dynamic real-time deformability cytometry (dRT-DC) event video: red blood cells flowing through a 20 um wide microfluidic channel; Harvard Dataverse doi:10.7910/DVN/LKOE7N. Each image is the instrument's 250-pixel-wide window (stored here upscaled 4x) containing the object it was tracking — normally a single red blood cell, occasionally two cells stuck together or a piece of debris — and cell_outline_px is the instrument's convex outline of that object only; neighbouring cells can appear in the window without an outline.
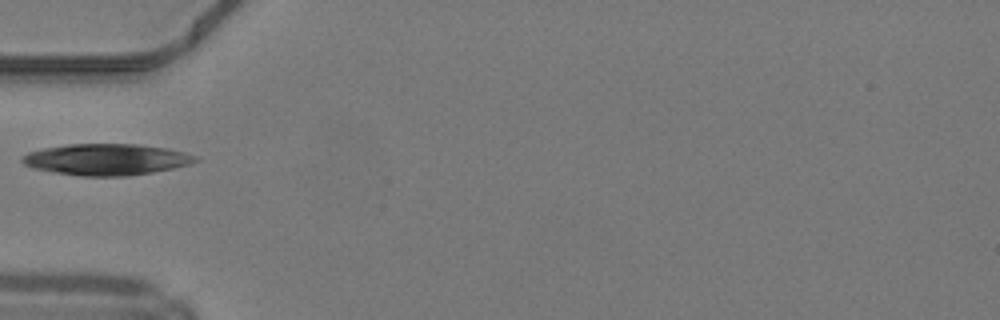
{"species": "common noctule bat (a hibernating species)", "species_latin": "Nyctalus noctula", "temperature_condition": "warm", "stored_images_in_passage": 32, "camera_frame_rate_fps": 3000, "um_per_image_px": 0.085, "animal": {"sex": "male", "body_mass_g": 19.2, "forearm_length_mm": 51.8}, "frame": {"image": 1, "passage_image": 1, "time_ms": 0.0, "image_size_px": [1000, 320], "cell_outline_px": [[200, 160], [188, 164], [172, 168], [152, 172], [128, 176], [80, 176], [32, 168], [24, 164], [20, 160], [20, 156], [28, 152], [44, 148], [68, 144], [136, 144], [164, 148], [184, 152], [196, 156]], "centroid_in_image_um": [9.0, 13.55], "position_along_channel_um": 76.0, "area_um2": 31.5}}
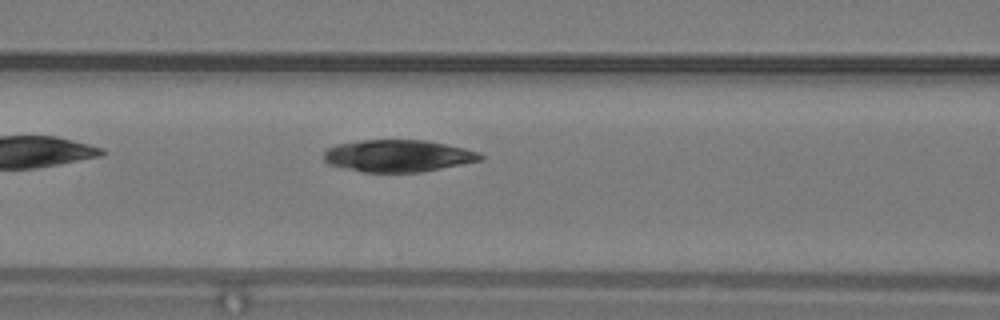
{"frame": {"image": 2, "passage_image": 5, "time_ms": 1.333, "image_size_px": [1000, 320], "cell_outline_px": [[484, 160], [420, 172], [364, 172], [344, 168], [328, 164], [324, 160], [324, 152], [328, 148], [336, 144], [364, 140], [428, 140], [464, 148], [480, 152], [484, 156]], "centroid_in_image_um": [33.86, 13.24], "position_along_channel_um": 132.7, "area_um2": 29.3}}
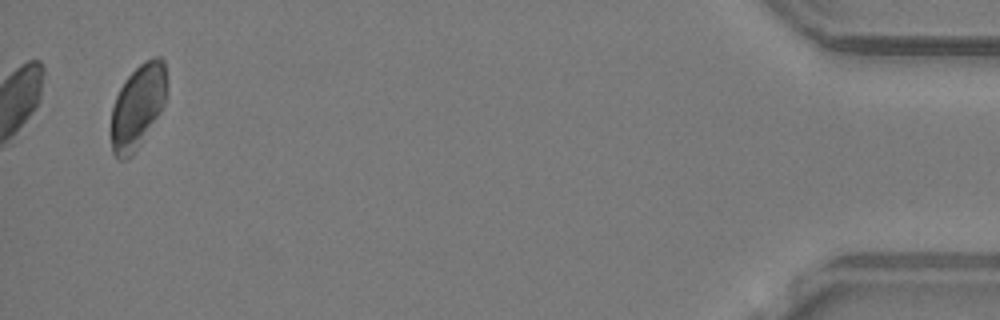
{"frame": {"image": 3, "passage_image": 32, "time_ms": 10.333, "image_size_px": [1000, 320], "cell_outline_px": [[164, 104], [160, 112], [136, 152], [128, 160], [116, 160], [112, 152], [112, 108], [116, 96], [124, 80], [144, 60], [156, 56], [160, 56], [164, 60]], "centroid_in_image_um": [11.67, 9.1], "position_along_channel_um": 423.5, "area_um2": 26.93}}